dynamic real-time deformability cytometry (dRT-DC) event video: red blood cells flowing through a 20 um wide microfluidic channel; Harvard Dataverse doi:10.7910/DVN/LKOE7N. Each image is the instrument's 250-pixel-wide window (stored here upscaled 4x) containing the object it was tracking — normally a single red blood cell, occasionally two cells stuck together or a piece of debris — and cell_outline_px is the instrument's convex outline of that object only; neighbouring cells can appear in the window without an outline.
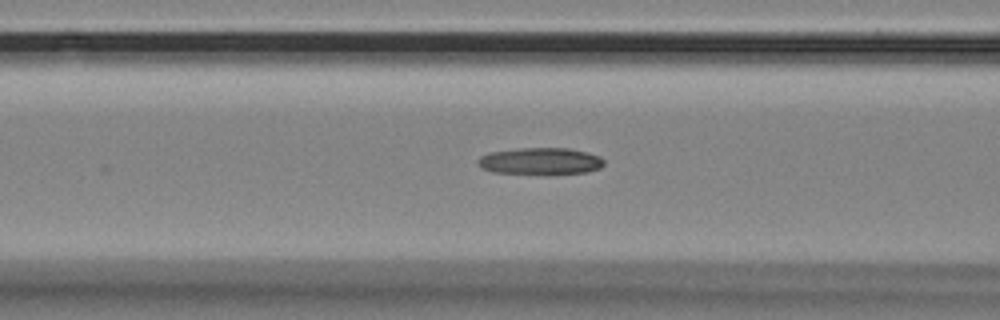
{"species": "Egyptian fruit bat (a non-hibernating species)", "species_latin": "Rousettus aegyptiacus", "temperature_condition": "room temperature", "stored_images_in_passage": 41, "camera_frame_rate_fps": 3000, "um_per_image_px": 0.085, "animal": {"sex": "female"}, "frame": {"image": 1, "passage_image": 7, "time_ms": 2.0, "image_size_px": [1000, 320], "cell_outline_px": [[604, 164], [600, 168], [588, 172], [492, 172], [484, 168], [476, 160], [480, 156], [492, 152], [520, 148], [568, 148], [588, 152], [600, 156], [604, 160]], "centroid_in_image_um": [45.98, 13.66], "position_along_channel_um": 120.6, "area_um2": 18.96}}
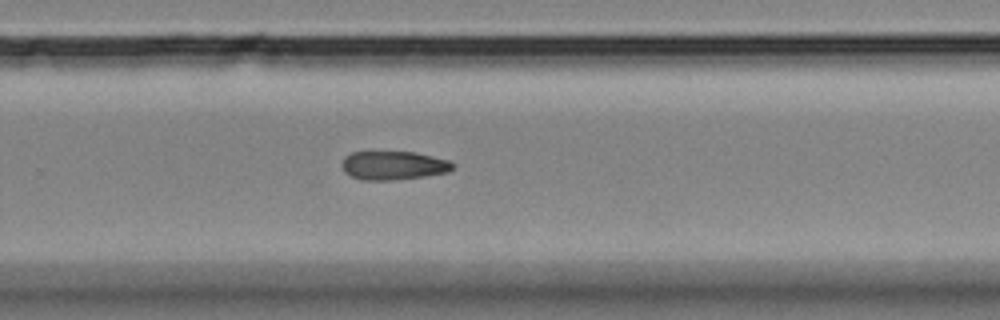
{"frame": {"image": 2, "passage_image": 22, "time_ms": 7.0, "image_size_px": [1000, 320], "cell_outline_px": [[452, 168], [448, 172], [424, 176], [396, 180], [360, 180], [344, 172], [340, 164], [344, 156], [352, 152], [416, 152], [448, 160], [452, 164]], "centroid_in_image_um": [33.38, 14.06], "position_along_channel_um": 296.4, "area_um2": 18.55}}
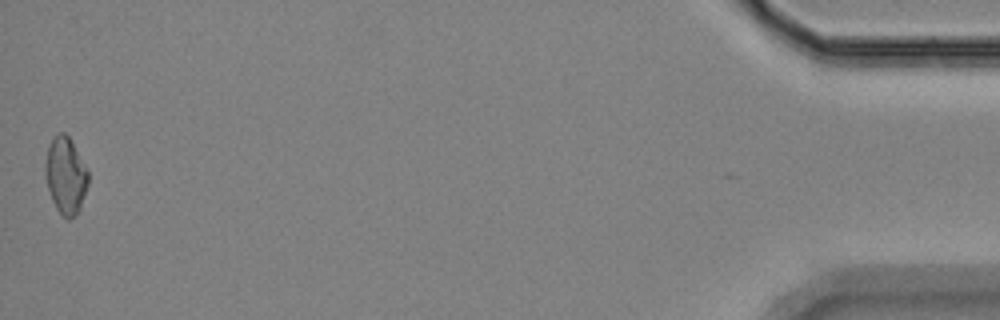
{"frame": {"image": 3, "passage_image": 41, "time_ms": 13.333, "image_size_px": [1000, 320], "cell_outline_px": [[88, 184], [80, 208], [68, 220], [56, 208], [52, 200], [48, 188], [44, 168], [44, 164], [48, 148], [52, 136], [56, 132], [64, 132], [68, 136], [88, 172]], "centroid_in_image_um": [5.55, 14.88], "position_along_channel_um": 429.6, "area_um2": 18.84}, "authors_computed_cell_mechanics": {"area_um2": 18.9584, "velocity_mm_per_s": 3.5207, "shape_relaxation_time_tau1_ms": 8.9688, "shape_relaxation_time_tau2_ms": null, "deformation_change_tau1": 0.1463, "deformation_change_tau2": null}}